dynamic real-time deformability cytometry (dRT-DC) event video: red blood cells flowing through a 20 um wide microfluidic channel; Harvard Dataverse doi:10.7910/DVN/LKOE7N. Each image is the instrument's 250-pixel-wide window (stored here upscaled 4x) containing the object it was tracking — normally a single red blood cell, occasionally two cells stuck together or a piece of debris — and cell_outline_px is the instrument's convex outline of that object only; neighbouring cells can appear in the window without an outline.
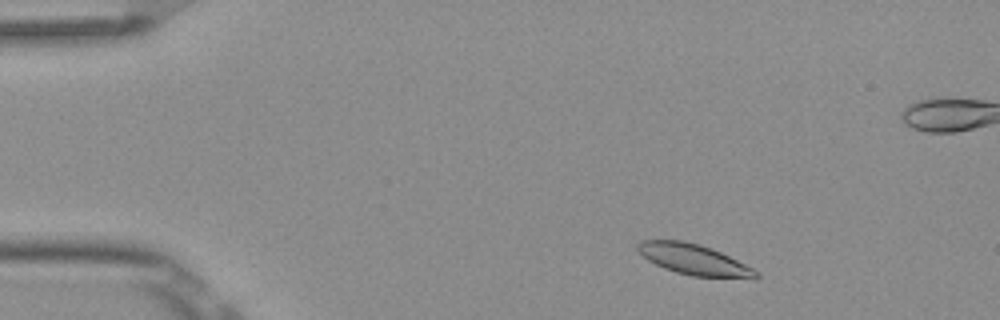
{"species": "Egyptian fruit bat (a non-hibernating species)", "species_latin": "Rousettus aegyptiacus", "temperature_condition": "room temperature", "stored_images_in_passage": 6, "camera_frame_rate_fps": 3000, "um_per_image_px": 0.085, "frame": {"image": 1, "passage_image": 2, "time_ms": 0.333, "image_size_px": [1000, 320], "cell_outline_px": [[760, 276], [692, 276], [676, 272], [664, 268], [648, 260], [636, 248], [636, 244], [640, 240], [684, 240], [700, 244], [720, 252], [760, 272]], "centroid_in_image_um": [58.86, 22.01], "position_along_channel_um": 26.1, "area_um2": 20.4}}
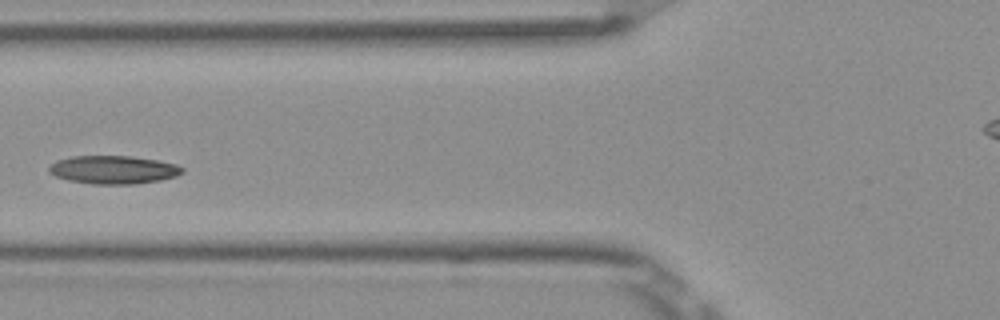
{"frame": {"image": 2, "passage_image": 5, "time_ms": 1.333, "image_size_px": [1000, 320], "cell_outline_px": [[184, 172], [176, 176], [160, 180], [136, 184], [92, 184], [68, 180], [56, 176], [48, 172], [48, 168], [56, 160], [72, 156], [132, 156], [156, 160], [176, 164], [184, 168]], "centroid_in_image_um": [9.64, 14.43], "position_along_channel_um": 116.2, "area_um2": 21.96}}
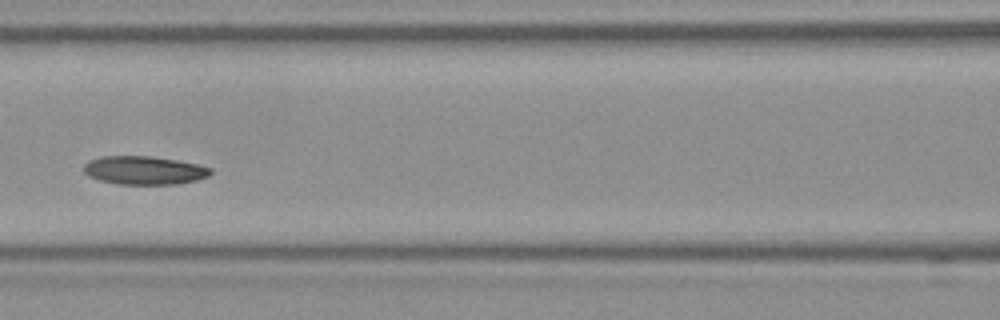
{"frame": {"image": 3, "passage_image": 6, "time_ms": 1.667, "image_size_px": [1000, 320], "cell_outline_px": [[212, 172], [208, 176], [196, 180], [176, 184], [116, 184], [100, 180], [88, 176], [84, 172], [84, 164], [88, 160], [100, 156], [152, 156], [176, 160], [196, 164], [212, 168]], "centroid_in_image_um": [12.23, 14.47], "position_along_channel_um": 154.4, "area_um2": 21.04}}